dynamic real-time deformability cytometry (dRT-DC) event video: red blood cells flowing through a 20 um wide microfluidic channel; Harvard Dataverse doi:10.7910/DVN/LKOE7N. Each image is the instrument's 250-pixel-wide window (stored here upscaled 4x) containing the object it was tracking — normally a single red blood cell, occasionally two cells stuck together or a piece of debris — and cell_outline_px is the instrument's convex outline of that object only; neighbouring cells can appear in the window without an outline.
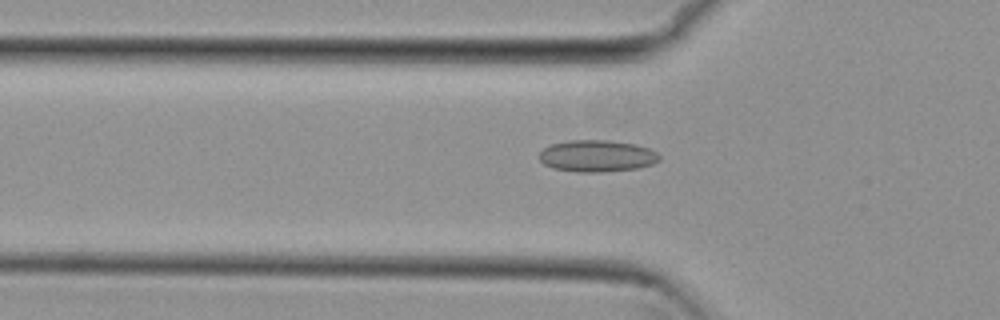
{"species": "common noctule bat (a hibernating species)", "species_latin": "Nyctalus noctula", "temperature_condition": "cold", "stored_images_in_passage": 54, "camera_frame_rate_fps": 3000, "um_per_image_px": 0.085, "animal": {"sex": "female", "body_mass_g": 29.2, "forearm_length_mm": 56.3}, "frame": {"image": 1, "passage_image": 18, "time_ms": 5.667, "image_size_px": [1000, 320], "cell_outline_px": [[660, 160], [652, 164], [636, 168], [600, 172], [576, 172], [552, 168], [544, 164], [540, 160], [540, 152], [544, 148], [552, 144], [568, 140], [608, 140], [636, 144], [648, 148], [656, 152], [660, 156]], "centroid_in_image_um": [50.74, 13.25], "position_along_channel_um": 75.1, "area_um2": 22.2}}
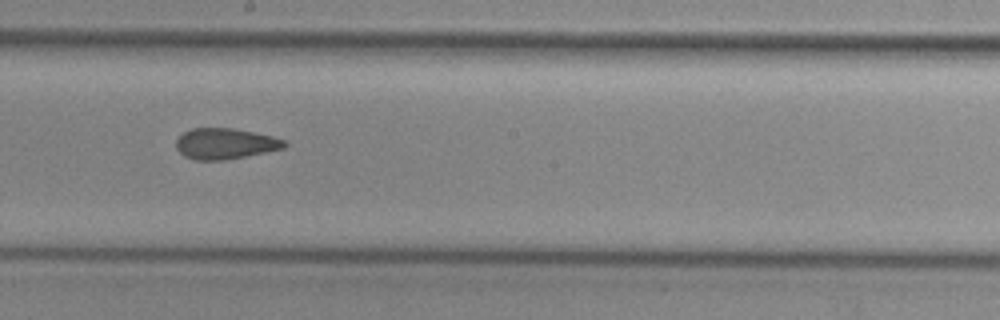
{"frame": {"image": 2, "passage_image": 30, "time_ms": 9.667, "image_size_px": [1000, 320], "cell_outline_px": [[288, 144], [284, 148], [224, 160], [196, 160], [184, 156], [176, 148], [176, 140], [184, 132], [192, 128], [232, 128], [272, 136], [284, 140]], "centroid_in_image_um": [19.12, 12.21], "position_along_channel_um": 229.1, "area_um2": 19.25}}
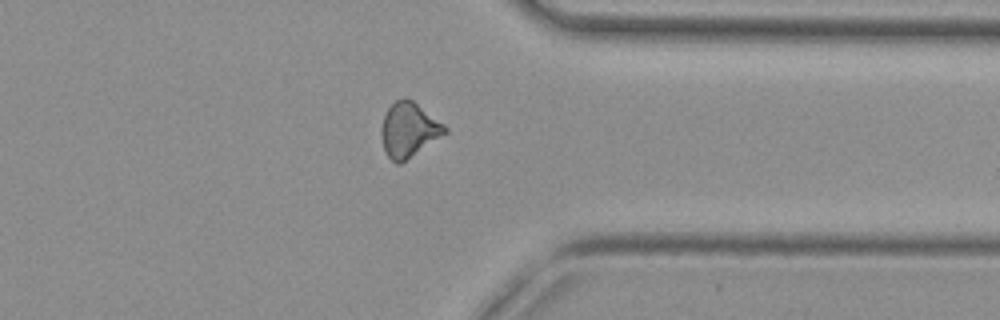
{"frame": {"image": 3, "passage_image": 42, "time_ms": 13.667, "image_size_px": [1000, 320], "cell_outline_px": [[448, 132], [400, 164], [396, 164], [384, 152], [380, 132], [380, 128], [384, 116], [388, 108], [396, 100], [404, 96], [412, 100], [444, 124], [448, 128]], "centroid_in_image_um": [34.73, 11.04], "position_along_channel_um": 376.7, "area_um2": 20.23}, "authors_computed_cell_mechanics": {"area_um2": 20.23, "velocity_mm_per_s": 3.839, "shape_relaxation_time_tau1_ms": null, "shape_relaxation_time_tau2_ms": 2.646, "deformation_change_tau1": null, "deformation_change_tau2": 0.0929}}